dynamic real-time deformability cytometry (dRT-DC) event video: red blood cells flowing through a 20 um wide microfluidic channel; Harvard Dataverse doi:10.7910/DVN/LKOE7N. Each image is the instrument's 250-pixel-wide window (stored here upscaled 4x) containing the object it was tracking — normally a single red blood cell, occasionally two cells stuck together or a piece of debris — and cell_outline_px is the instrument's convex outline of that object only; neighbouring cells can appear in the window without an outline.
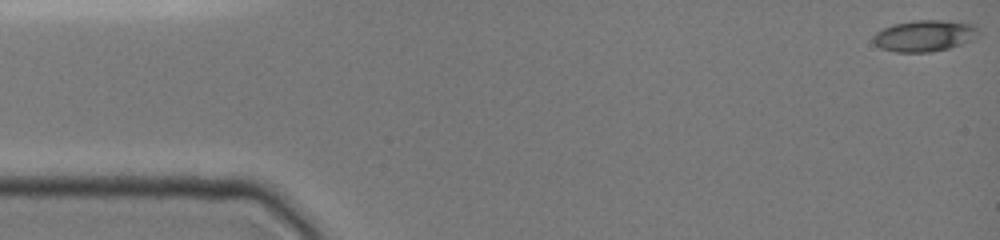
{"species": "common noctule bat (a hibernating species)", "species_latin": "Nyctalus noctula", "temperature_condition": "cold", "stored_images_in_passage": 30, "camera_frame_rate_fps": 3000, "um_per_image_px": 0.085, "animal": {"sex": "female", "body_mass_g": 19.0, "forearm_length_mm": 51.5}, "frame": {"image": 1, "passage_image": 1, "time_ms": 0.0, "image_size_px": [1000, 240], "cell_outline_px": [[980, 36], [972, 40], [948, 48], [932, 52], [896, 52], [880, 48], [872, 40], [872, 36], [876, 32], [892, 24], [912, 20], [944, 20], [976, 24], [980, 28]], "centroid_in_image_um": [78.62, 3.03], "position_along_channel_um": 6.4, "area_um2": 19.59}}
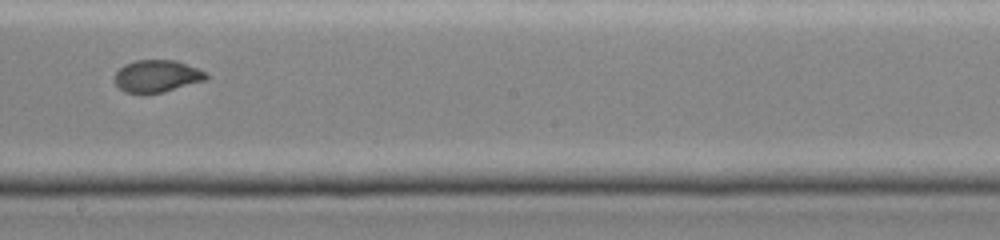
{"frame": {"image": 2, "passage_image": 15, "time_ms": 9.0, "image_size_px": [1000, 240], "cell_outline_px": [[208, 80], [164, 92], [124, 92], [112, 80], [112, 76], [124, 64], [136, 60], [176, 60], [200, 68], [208, 72]], "centroid_in_image_um": [13.38, 6.45], "position_along_channel_um": 234.8, "area_um2": 17.46}}
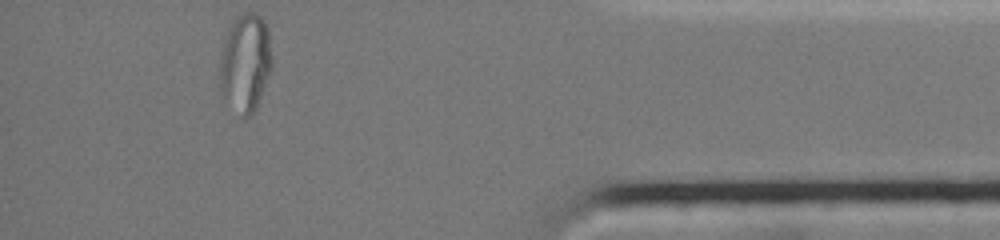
{"frame": {"image": 3, "passage_image": 30, "time_ms": 14.333, "image_size_px": [1000, 240], "cell_outline_px": [[272, 68], [256, 108], [244, 120], [224, 96], [220, 88], [216, 72], [224, 36], [232, 20], [240, 12], [252, 12], [260, 16], [264, 20], [268, 32], [272, 56]], "centroid_in_image_um": [20.81, 5.3], "position_along_channel_um": 414.4, "area_um2": 30.58}}